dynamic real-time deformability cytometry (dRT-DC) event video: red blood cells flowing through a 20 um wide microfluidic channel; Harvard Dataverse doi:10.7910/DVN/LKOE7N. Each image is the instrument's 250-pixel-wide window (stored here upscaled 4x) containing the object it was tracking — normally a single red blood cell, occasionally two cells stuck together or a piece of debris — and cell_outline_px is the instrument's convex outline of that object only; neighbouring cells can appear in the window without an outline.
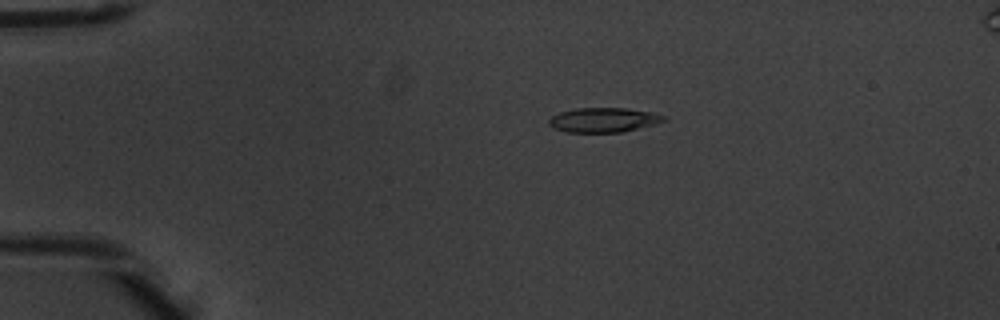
{"species": "common noctule bat (a hibernating species)", "species_latin": "Nyctalus noctula", "temperature_condition": "warm", "stored_images_in_passage": 5, "camera_frame_rate_fps": 3000, "um_per_image_px": 0.085, "animal": {"sex": "male", "body_mass_g": 20.1, "forearm_length_mm": 53.5}, "frame": {"image": 1, "passage_image": 3, "time_ms": 0.667, "image_size_px": [1000, 320], "cell_outline_px": [[664, 120], [652, 124], [620, 132], [568, 132], [552, 128], [548, 124], [548, 120], [552, 116], [560, 112], [576, 108], [624, 108], [648, 112], [664, 116]], "centroid_in_image_um": [51.19, 10.19], "position_along_channel_um": 33.8, "area_um2": 16.01}}